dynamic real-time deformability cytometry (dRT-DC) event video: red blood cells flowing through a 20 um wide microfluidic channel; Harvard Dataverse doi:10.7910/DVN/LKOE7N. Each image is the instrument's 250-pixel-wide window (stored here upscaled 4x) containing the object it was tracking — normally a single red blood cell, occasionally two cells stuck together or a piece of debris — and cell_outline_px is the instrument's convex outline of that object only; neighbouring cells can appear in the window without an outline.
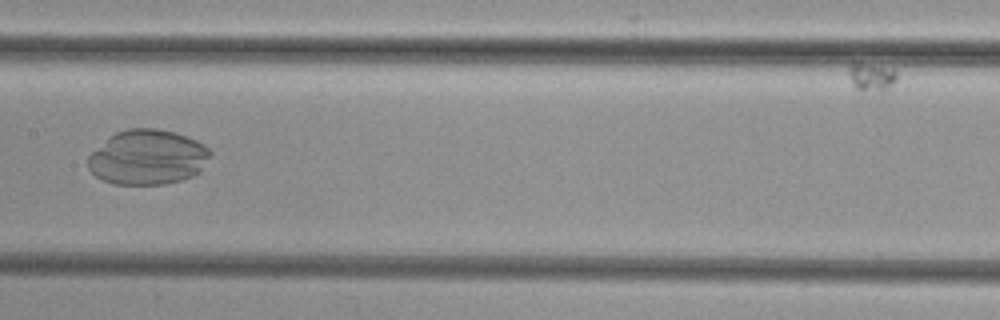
{"species": "common noctule bat (a hibernating species)", "species_latin": "Nyctalus noctula", "temperature_condition": "cold", "stored_images_in_passage": 14, "segment_of_instrument_passage": [1, 2], "camera_frame_rate_fps": 3000, "um_per_image_px": 0.085, "animal": {"sex": "female", "body_mass_g": 29.2, "forearm_length_mm": 56.3}, "frame": {"image": 1, "passage_image": 10, "time_ms": 3.0, "image_size_px": [1000, 320], "cell_outline_px": [[212, 152], [200, 172], [192, 176], [180, 180], [164, 184], [116, 184], [104, 180], [96, 176], [88, 168], [88, 156], [92, 152], [116, 132], [128, 128], [156, 128], [176, 132], [196, 140], [204, 144]], "centroid_in_image_um": [12.57, 13.36], "position_along_channel_um": 194.8, "area_um2": 38.96}}